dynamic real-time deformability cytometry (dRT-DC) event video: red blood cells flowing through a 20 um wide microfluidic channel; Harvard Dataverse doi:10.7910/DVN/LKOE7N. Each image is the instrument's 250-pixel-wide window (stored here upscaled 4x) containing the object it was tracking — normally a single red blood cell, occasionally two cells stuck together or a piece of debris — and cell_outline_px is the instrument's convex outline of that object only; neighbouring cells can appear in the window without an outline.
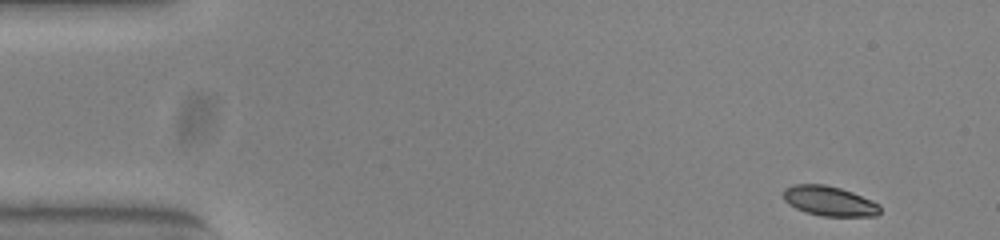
{"species": "common noctule bat (a hibernating species)", "species_latin": "Nyctalus noctula", "temperature_condition": "warm", "stored_images_in_passage": 50, "camera_frame_rate_fps": 3000, "um_per_image_px": 0.085, "animal": {"sex": "female", "body_mass_g": 23.0, "forearm_length_mm": 53.4}, "frame": {"image": 1, "passage_image": 1, "time_ms": 0.0, "image_size_px": [1000, 240], "cell_outline_px": [[880, 212], [876, 216], [820, 216], [804, 212], [788, 204], [784, 200], [784, 188], [792, 184], [824, 184], [840, 188], [852, 192], [872, 200], [880, 204]], "centroid_in_image_um": [70.48, 17.09], "position_along_channel_um": 14.5, "area_um2": 16.94}}
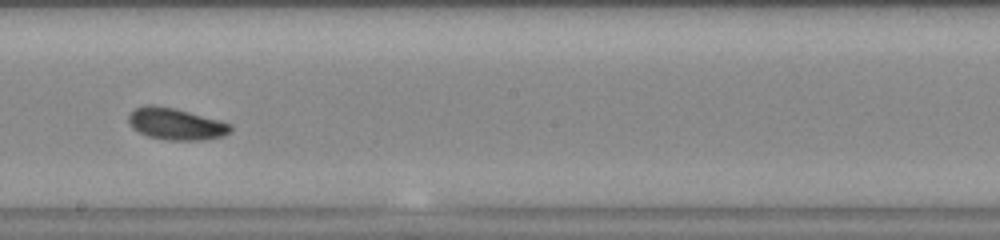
{"frame": {"image": 2, "passage_image": 27, "time_ms": 8.667, "image_size_px": [1000, 240], "cell_outline_px": [[232, 128], [224, 136], [204, 140], [168, 140], [148, 136], [132, 128], [128, 120], [128, 116], [136, 108], [144, 104], [152, 104], [176, 108], [220, 120], [232, 124]], "centroid_in_image_um": [14.96, 10.52], "position_along_channel_um": 233.2, "area_um2": 18.96}}
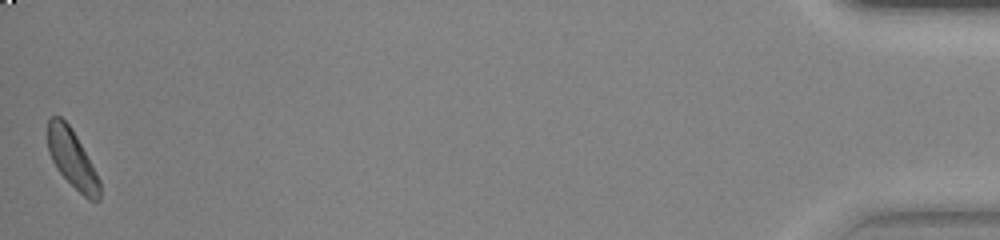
{"frame": {"image": 3, "passage_image": 50, "time_ms": 16.333, "image_size_px": [1000, 240], "cell_outline_px": [[100, 200], [88, 200], [56, 168], [48, 152], [48, 120], [52, 116], [60, 116], [72, 128], [96, 172], [100, 180]], "centroid_in_image_um": [6.13, 13.48], "position_along_channel_um": 429.1, "area_um2": 17.34}}